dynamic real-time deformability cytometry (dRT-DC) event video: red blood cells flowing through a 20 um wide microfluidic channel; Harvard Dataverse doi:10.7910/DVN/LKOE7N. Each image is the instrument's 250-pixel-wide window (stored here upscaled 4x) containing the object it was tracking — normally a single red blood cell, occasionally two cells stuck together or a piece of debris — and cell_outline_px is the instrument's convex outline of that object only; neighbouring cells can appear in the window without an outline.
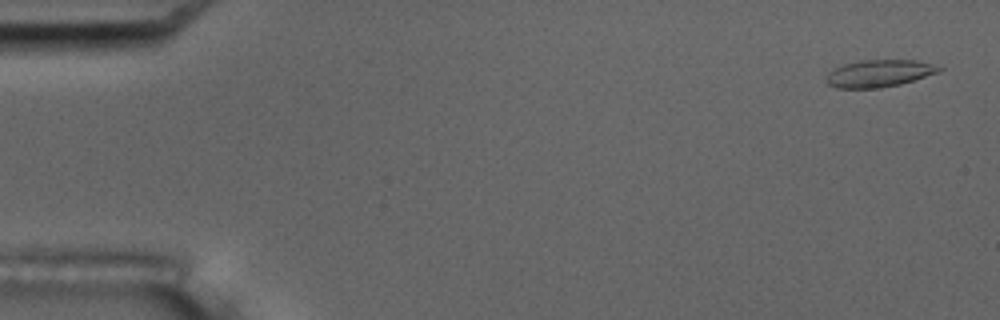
{"species": "common noctule bat (a hibernating species)", "species_latin": "Nyctalus noctula", "temperature_condition": "room temperature", "stored_images_in_passage": 5, "camera_frame_rate_fps": 3000, "um_per_image_px": 0.085, "animal": {"sex": "male", "body_mass_g": 17.5, "forearm_length_mm": 52.3}, "frame": {"image": 1, "passage_image": 1, "time_ms": 0.0, "image_size_px": [1000, 320], "cell_outline_px": [[944, 68], [940, 72], [900, 84], [880, 88], [836, 88], [828, 84], [824, 80], [828, 72], [844, 64], [860, 60], [916, 60], [932, 64]], "centroid_in_image_um": [74.71, 6.24], "position_along_channel_um": 10.3, "area_um2": 17.92}}